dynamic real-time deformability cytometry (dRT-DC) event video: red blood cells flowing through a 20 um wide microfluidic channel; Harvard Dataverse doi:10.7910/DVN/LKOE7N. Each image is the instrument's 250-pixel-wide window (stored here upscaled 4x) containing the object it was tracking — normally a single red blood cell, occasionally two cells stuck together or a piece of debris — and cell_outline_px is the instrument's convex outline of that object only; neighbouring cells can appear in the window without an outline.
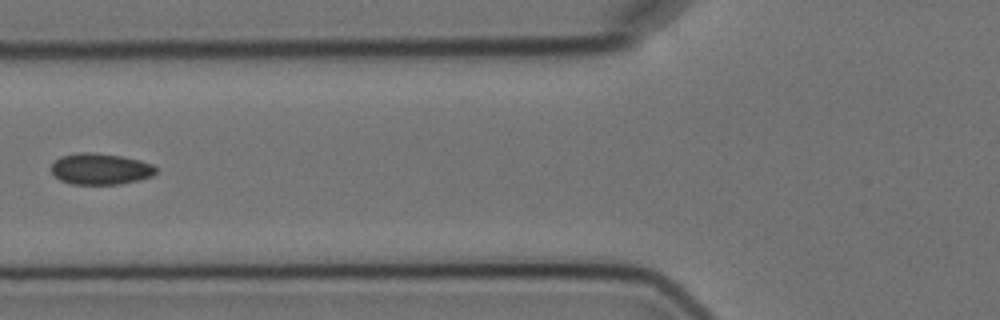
{"species": "Egyptian fruit bat (a non-hibernating species)", "species_latin": "Rousettus aegyptiacus", "temperature_condition": "cold", "stored_images_in_passage": 14, "camera_frame_rate_fps": 3000, "um_per_image_px": 0.085, "animal": {"sex": "female"}, "frame": {"image": 1, "passage_image": 5, "time_ms": 6.0, "image_size_px": [1000, 320], "cell_outline_px": [[156, 172], [152, 176], [120, 184], [72, 184], [60, 180], [52, 176], [52, 164], [60, 156], [76, 152], [88, 152], [120, 156], [140, 160], [152, 164], [156, 168]], "centroid_in_image_um": [8.5, 14.36], "position_along_channel_um": 117.3, "area_um2": 19.02}}
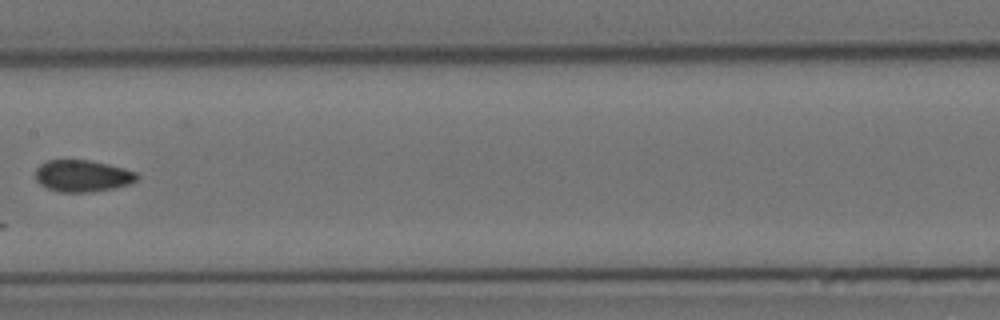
{"frame": {"image": 2, "passage_image": 7, "time_ms": 8.333, "image_size_px": [1000, 320], "cell_outline_px": [[140, 176], [132, 184], [112, 188], [88, 192], [60, 192], [48, 188], [40, 184], [36, 180], [36, 168], [40, 164], [48, 160], [88, 160], [108, 164], [124, 168], [136, 172]], "centroid_in_image_um": [7.03, 14.95], "position_along_channel_um": 200.4, "area_um2": 18.79}}
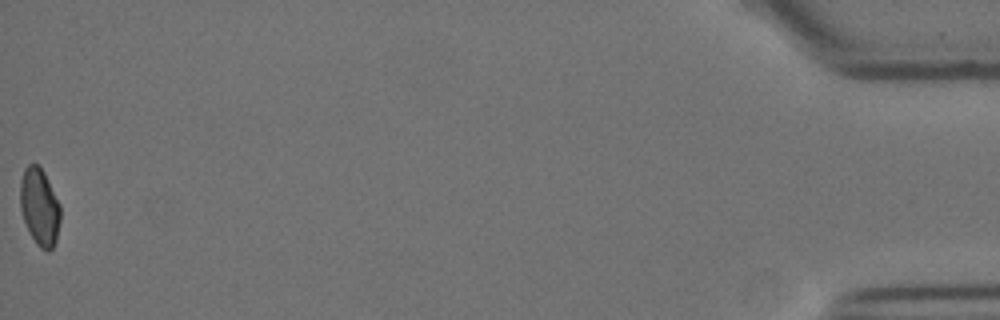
{"frame": {"image": 3, "passage_image": 14, "time_ms": 17.667, "image_size_px": [1000, 320], "cell_outline_px": [[60, 220], [56, 240], [52, 248], [48, 252], [40, 248], [36, 244], [28, 232], [20, 208], [20, 180], [24, 168], [28, 164], [40, 164], [60, 204]], "centroid_in_image_um": [3.35, 17.58], "position_along_channel_um": 431.8, "area_um2": 18.32}, "authors_computed_cell_mechanics": {"area_um2": 18.9295, "velocity_mm_per_s": 3.549, "shape_relaxation_time_tau1_ms": 6.8888, "shape_relaxation_time_tau2_ms": null, "deformation_change_tau1": 0.0973, "deformation_change_tau2": null}}